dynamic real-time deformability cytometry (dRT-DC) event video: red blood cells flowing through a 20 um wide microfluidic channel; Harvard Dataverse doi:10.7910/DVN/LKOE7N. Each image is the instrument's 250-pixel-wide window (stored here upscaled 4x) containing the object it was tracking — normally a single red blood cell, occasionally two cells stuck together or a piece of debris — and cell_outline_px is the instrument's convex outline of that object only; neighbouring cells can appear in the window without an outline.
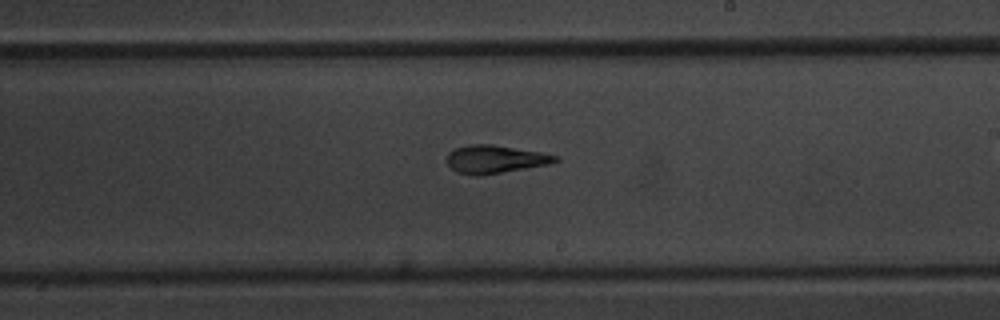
{"species": "common noctule bat (a hibernating species)", "species_latin": "Nyctalus noctula", "temperature_condition": "warm", "stored_images_in_passage": 37, "camera_frame_rate_fps": 3000, "um_per_image_px": 0.085, "animal": {"sex": "male", "body_mass_g": 20.1, "forearm_length_mm": 53.5}, "frame": {"image": 1, "passage_image": 27, "time_ms": 8.667, "image_size_px": [1000, 320], "cell_outline_px": [[560, 160], [548, 164], [480, 176], [476, 176], [456, 172], [448, 164], [448, 152], [456, 148], [468, 144], [492, 144], [540, 152], [556, 156]], "centroid_in_image_um": [42.05, 13.53], "position_along_channel_um": 247.0, "area_um2": 17.51}}